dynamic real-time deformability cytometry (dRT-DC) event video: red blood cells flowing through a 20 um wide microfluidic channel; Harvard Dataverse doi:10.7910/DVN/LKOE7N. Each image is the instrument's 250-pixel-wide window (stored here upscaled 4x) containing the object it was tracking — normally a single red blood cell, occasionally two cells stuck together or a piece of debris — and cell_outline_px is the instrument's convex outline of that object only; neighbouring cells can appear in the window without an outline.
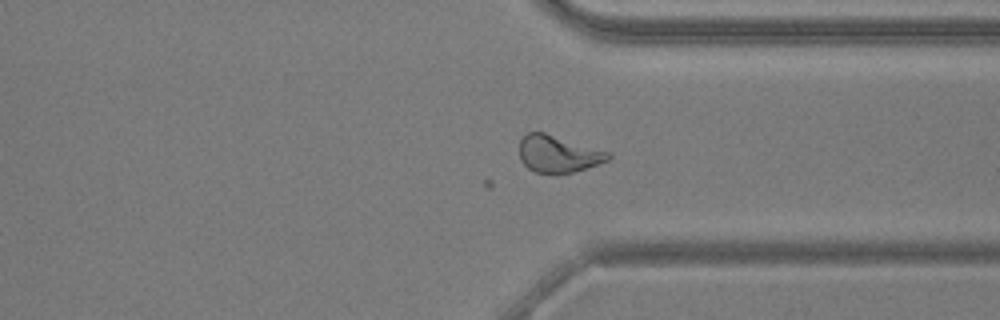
{"species": "common noctule bat (a hibernating species)", "species_latin": "Nyctalus noctula", "temperature_condition": "warm", "stored_images_in_passage": 42, "camera_frame_rate_fps": 3000, "um_per_image_px": 0.085, "animal": {"sex": "male", "body_mass_g": 20.5, "forearm_length_mm": 52.5}, "frame": {"image": 1, "passage_image": 29, "time_ms": 9.333, "image_size_px": [1000, 320], "cell_outline_px": [[612, 156], [608, 160], [572, 172], [556, 176], [536, 172], [528, 168], [520, 160], [520, 140], [528, 132], [544, 132], [608, 152]], "centroid_in_image_um": [47.4, 13.11], "position_along_channel_um": 364.0, "area_um2": 19.07}}
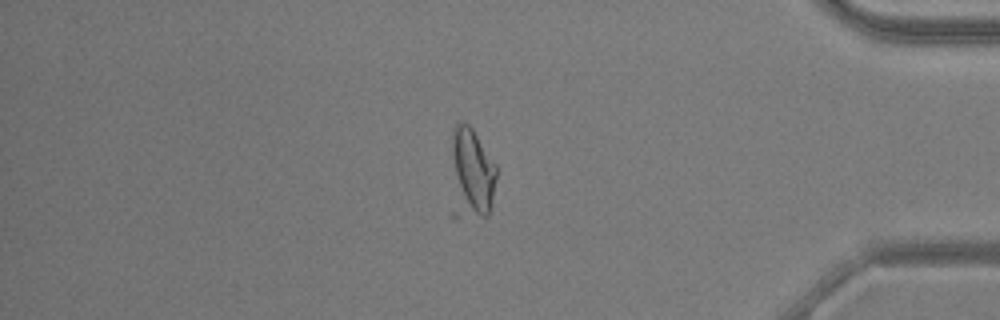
{"frame": {"image": 2, "passage_image": 34, "time_ms": 11.0, "image_size_px": [1000, 320], "cell_outline_px": [[496, 176], [492, 200], [488, 216], [456, 220], [452, 220], [448, 216], [452, 128], [460, 120], [468, 124], [472, 128], [496, 164]], "centroid_in_image_um": [39.94, 14.89], "position_along_channel_um": 395.3, "area_um2": 26.36}}
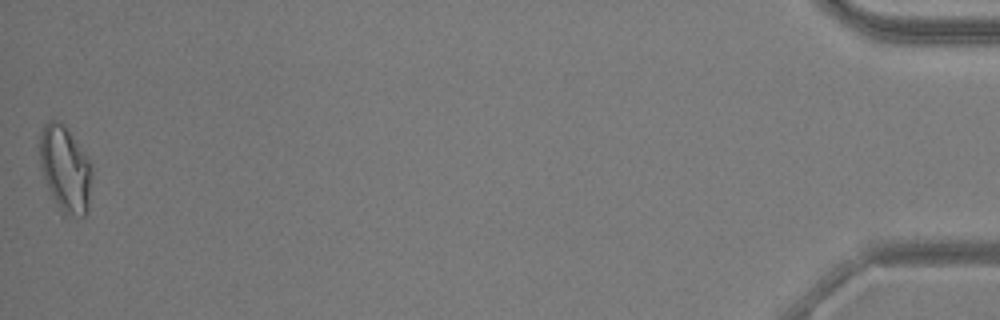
{"frame": {"image": 3, "passage_image": 42, "time_ms": 13.667, "image_size_px": [1000, 320], "cell_outline_px": [[92, 176], [88, 212], [84, 216], [60, 220], [40, 168], [40, 132], [44, 124], [48, 120], [60, 120], [68, 128], [88, 156], [92, 164]], "centroid_in_image_um": [5.55, 14.46], "position_along_channel_um": 429.6, "area_um2": 27.69}}